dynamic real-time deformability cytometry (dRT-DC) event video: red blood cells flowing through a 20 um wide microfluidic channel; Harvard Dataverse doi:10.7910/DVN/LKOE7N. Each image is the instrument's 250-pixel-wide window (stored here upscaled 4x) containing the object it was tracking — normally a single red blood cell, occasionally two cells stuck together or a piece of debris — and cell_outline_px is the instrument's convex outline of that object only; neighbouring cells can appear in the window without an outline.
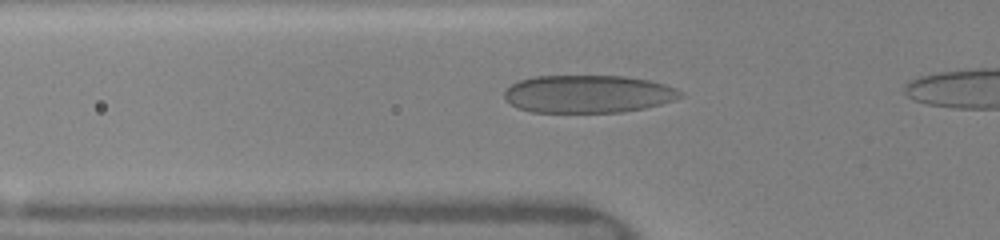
{"species": "human", "species_latin": "Homo sapiens", "temperature_condition": "warm", "stored_images_in_passage": 37, "camera_frame_rate_fps": 3000, "um_per_image_px": 0.085, "donor": {"sex": "female"}, "frame": {"image": 1, "passage_image": 11, "time_ms": 3.333, "image_size_px": [1000, 240], "cell_outline_px": [[684, 96], [660, 104], [644, 108], [620, 112], [532, 112], [516, 108], [504, 96], [504, 92], [512, 84], [520, 80], [532, 76], [624, 76], [648, 80], [664, 84], [676, 88], [684, 92]], "centroid_in_image_um": [49.99, 7.98], "position_along_channel_um": 75.8, "area_um2": 38.67}}
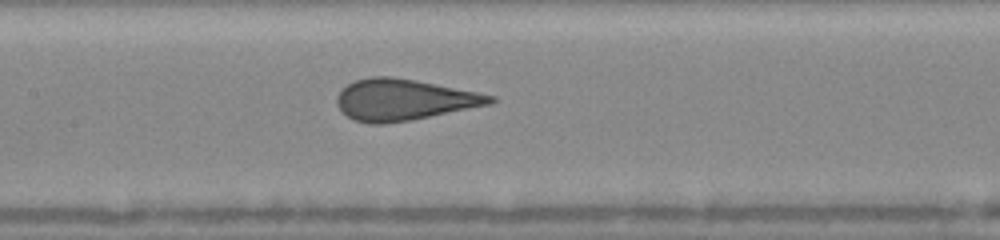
{"frame": {"image": 2, "passage_image": 18, "time_ms": 5.667, "image_size_px": [1000, 240], "cell_outline_px": [[496, 100], [492, 104], [408, 120], [384, 124], [368, 124], [356, 120], [348, 116], [336, 104], [336, 96], [348, 84], [356, 80], [372, 76], [392, 76], [416, 80], [496, 96]], "centroid_in_image_um": [34.32, 8.47], "position_along_channel_um": 173.1, "area_um2": 36.41}}
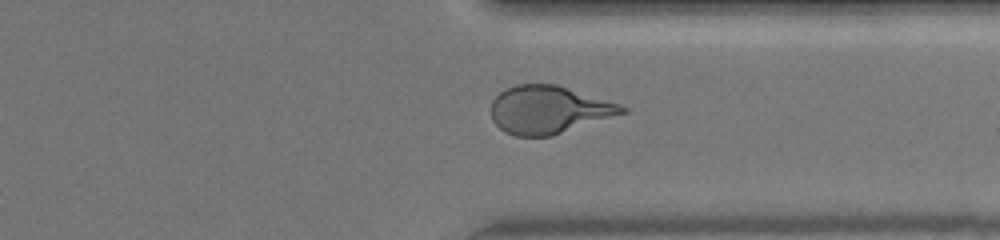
{"frame": {"image": 3, "passage_image": 32, "time_ms": 10.333, "image_size_px": [1000, 240], "cell_outline_px": [[628, 112], [552, 136], [516, 136], [504, 132], [492, 120], [492, 100], [504, 88], [516, 84], [556, 84], [620, 104], [628, 108]], "centroid_in_image_um": [46.64, 9.33], "position_along_channel_um": 364.8, "area_um2": 36.53}}